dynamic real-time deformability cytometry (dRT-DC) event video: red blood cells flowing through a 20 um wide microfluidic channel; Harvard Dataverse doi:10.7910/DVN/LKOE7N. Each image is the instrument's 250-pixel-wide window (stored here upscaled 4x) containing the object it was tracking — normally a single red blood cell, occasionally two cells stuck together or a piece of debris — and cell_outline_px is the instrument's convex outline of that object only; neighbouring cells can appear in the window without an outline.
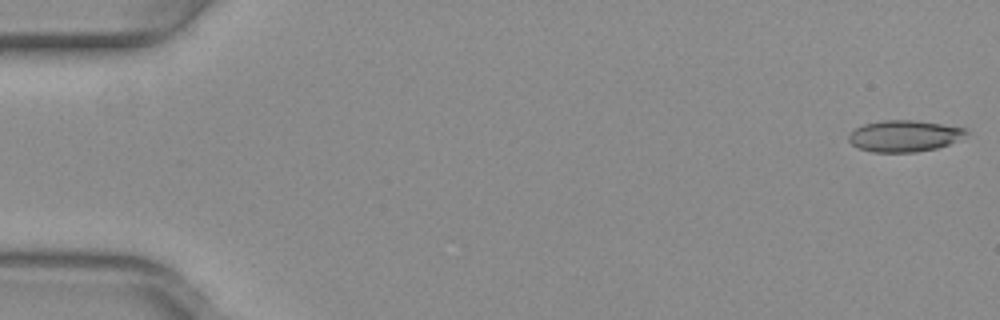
{"species": "common noctule bat (a hibernating species)", "species_latin": "Nyctalus noctula", "temperature_condition": "warm", "stored_images_in_passage": 15, "camera_frame_rate_fps": 3000, "um_per_image_px": 0.085, "animal": {"sex": "female", "body_mass_g": 29.2, "forearm_length_mm": 56.3}, "frame": {"image": 1, "passage_image": 1, "time_ms": 0.0, "image_size_px": [1000, 320], "cell_outline_px": [[968, 132], [948, 144], [936, 148], [916, 152], [872, 152], [860, 148], [852, 144], [848, 140], [848, 136], [856, 128], [864, 124], [884, 120], [912, 120], [968, 128]], "centroid_in_image_um": [76.84, 11.55], "position_along_channel_um": 8.2, "area_um2": 21.15}}
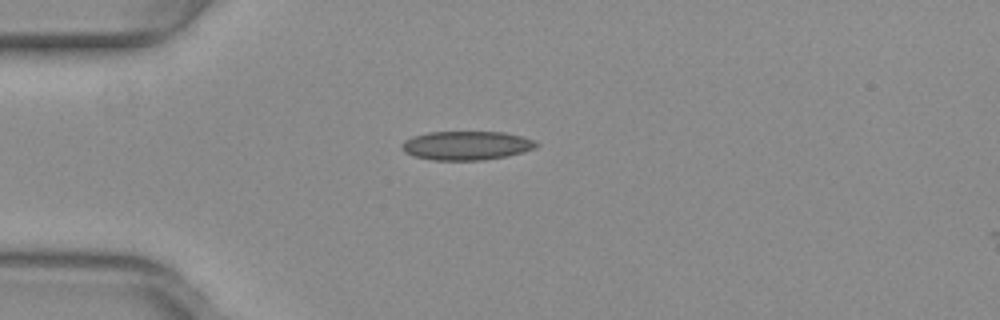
{"frame": {"image": 2, "passage_image": 14, "time_ms": 4.333, "image_size_px": [1000, 320], "cell_outline_px": [[540, 144], [536, 148], [524, 152], [508, 156], [480, 160], [432, 160], [416, 156], [404, 152], [400, 148], [404, 140], [412, 136], [428, 132], [504, 132], [536, 140]], "centroid_in_image_um": [39.67, 12.37], "position_along_channel_um": 45.3, "area_um2": 22.77}}